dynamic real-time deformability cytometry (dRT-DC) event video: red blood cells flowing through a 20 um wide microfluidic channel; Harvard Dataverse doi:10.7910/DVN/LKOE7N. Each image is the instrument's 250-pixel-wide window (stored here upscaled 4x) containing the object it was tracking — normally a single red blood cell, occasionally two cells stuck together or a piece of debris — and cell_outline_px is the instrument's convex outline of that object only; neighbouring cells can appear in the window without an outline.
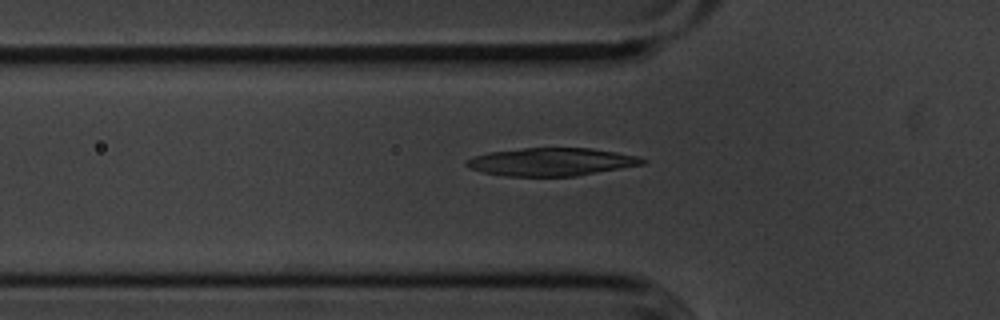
{"species": "common noctule bat (a hibernating species)", "species_latin": "Nyctalus noctula", "temperature_condition": "cold", "stored_images_in_passage": 53, "camera_frame_rate_fps": 3000, "um_per_image_px": 0.085, "animal": {"sex": "male", "body_mass_g": 20.1, "forearm_length_mm": 53.5}, "frame": {"image": 1, "passage_image": 18, "time_ms": 5.667, "image_size_px": [1000, 320], "cell_outline_px": [[648, 160], [644, 164], [576, 176], [508, 176], [484, 172], [468, 168], [464, 164], [464, 160], [488, 152], [524, 148], [592, 148], [616, 152], [636, 156]], "centroid_in_image_um": [46.85, 13.75], "position_along_channel_um": 78.9, "area_um2": 28.55}}
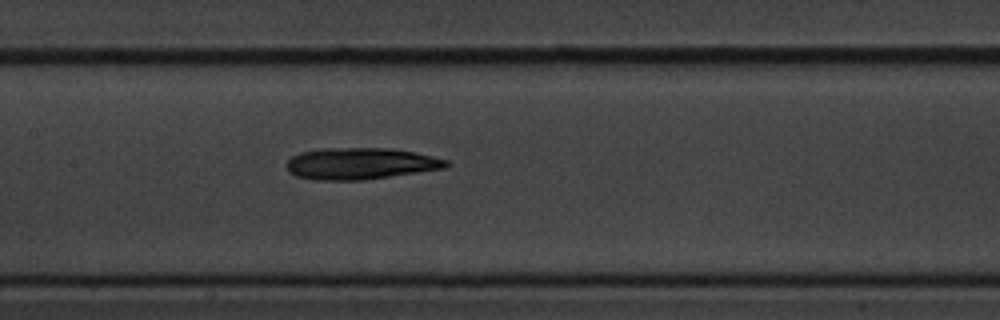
{"frame": {"image": 2, "passage_image": 26, "time_ms": 8.333, "image_size_px": [1000, 320], "cell_outline_px": [[448, 164], [444, 168], [360, 180], [312, 180], [296, 176], [288, 172], [288, 160], [292, 156], [300, 152], [324, 148], [392, 148], [432, 156], [448, 160]], "centroid_in_image_um": [30.58, 13.9], "position_along_channel_um": 176.8, "area_um2": 29.07}}
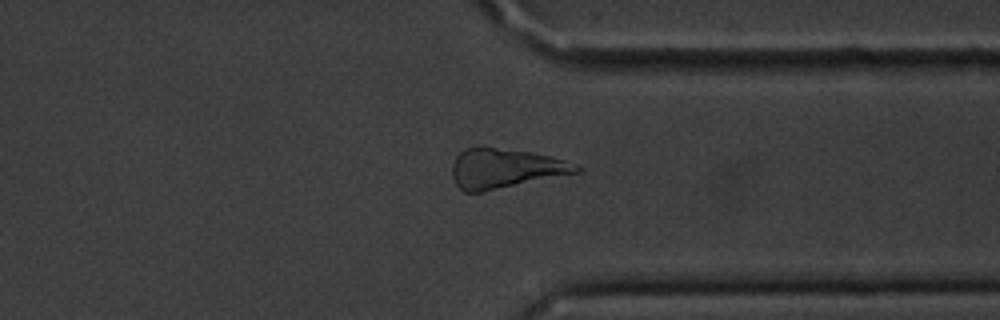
{"frame": {"image": 3, "passage_image": 42, "time_ms": 13.667, "image_size_px": [1000, 320], "cell_outline_px": [[584, 168], [580, 172], [480, 192], [464, 192], [456, 184], [452, 176], [452, 164], [456, 156], [464, 148], [480, 144], [532, 152], [564, 160], [576, 164]], "centroid_in_image_um": [42.9, 14.28], "position_along_channel_um": 368.5, "area_um2": 29.07}}